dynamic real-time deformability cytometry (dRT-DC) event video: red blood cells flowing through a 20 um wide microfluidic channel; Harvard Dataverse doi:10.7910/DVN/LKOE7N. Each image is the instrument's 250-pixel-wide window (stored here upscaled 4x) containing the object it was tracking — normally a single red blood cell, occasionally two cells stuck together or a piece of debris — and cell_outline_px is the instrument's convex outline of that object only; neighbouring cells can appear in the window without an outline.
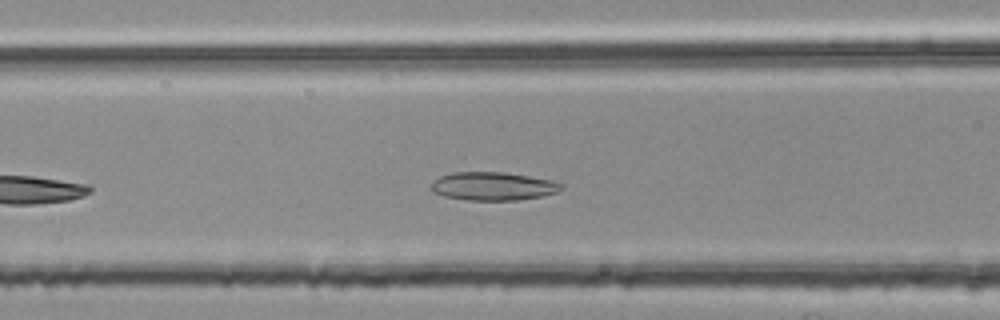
{"species": "common noctule bat (a hibernating species)", "species_latin": "Nyctalus noctula", "temperature_condition": "room temperature", "stored_images_in_passage": 5, "segment_of_instrument_passage": [1, 2], "camera_frame_rate_fps": 3000, "um_per_image_px": 0.085, "animal": {"sex": "female", "body_mass_g": 25.1}, "frame": {"image": 1, "passage_image": 4, "time_ms": 1.0, "image_size_px": [1000, 320], "cell_outline_px": [[564, 188], [556, 192], [540, 196], [516, 200], [468, 200], [444, 196], [432, 192], [428, 184], [432, 180], [440, 176], [452, 172], [504, 172], [552, 180], [564, 184]], "centroid_in_image_um": [41.85, 15.82], "position_along_channel_um": 124.7, "area_um2": 21.62}}